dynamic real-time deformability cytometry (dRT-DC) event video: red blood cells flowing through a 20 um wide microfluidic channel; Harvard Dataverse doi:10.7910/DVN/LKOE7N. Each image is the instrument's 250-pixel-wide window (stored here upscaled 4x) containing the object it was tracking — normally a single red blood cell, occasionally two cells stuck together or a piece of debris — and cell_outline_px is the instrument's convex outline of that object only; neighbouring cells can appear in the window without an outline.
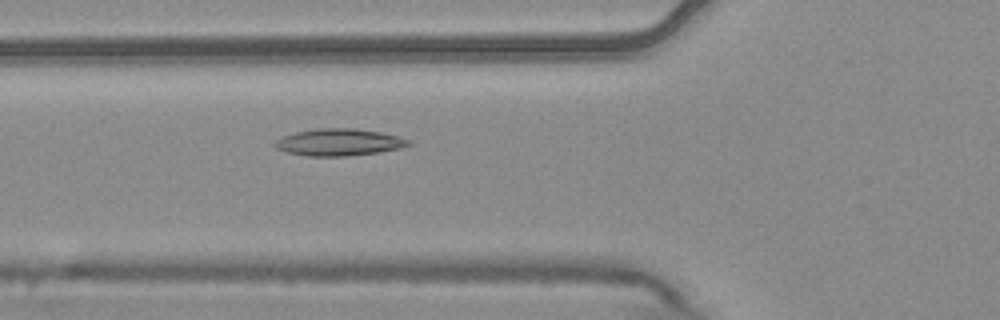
{"species": "common noctule bat (a hibernating species)", "species_latin": "Nyctalus noctula", "temperature_condition": "warm", "stored_images_in_passage": 6, "camera_frame_rate_fps": 3000, "um_per_image_px": 0.085, "animal": {"sex": "male", "body_mass_g": 20.4}, "frame": {"image": 1, "passage_image": 6, "time_ms": 1.667, "image_size_px": [1000, 320], "cell_outline_px": [[412, 144], [400, 148], [376, 152], [348, 156], [308, 156], [288, 152], [276, 148], [272, 144], [276, 140], [284, 136], [296, 132], [316, 128], [356, 128], [380, 132], [396, 136], [408, 140]], "centroid_in_image_um": [28.78, 12.09], "position_along_channel_um": 97.0, "area_um2": 20.81}}